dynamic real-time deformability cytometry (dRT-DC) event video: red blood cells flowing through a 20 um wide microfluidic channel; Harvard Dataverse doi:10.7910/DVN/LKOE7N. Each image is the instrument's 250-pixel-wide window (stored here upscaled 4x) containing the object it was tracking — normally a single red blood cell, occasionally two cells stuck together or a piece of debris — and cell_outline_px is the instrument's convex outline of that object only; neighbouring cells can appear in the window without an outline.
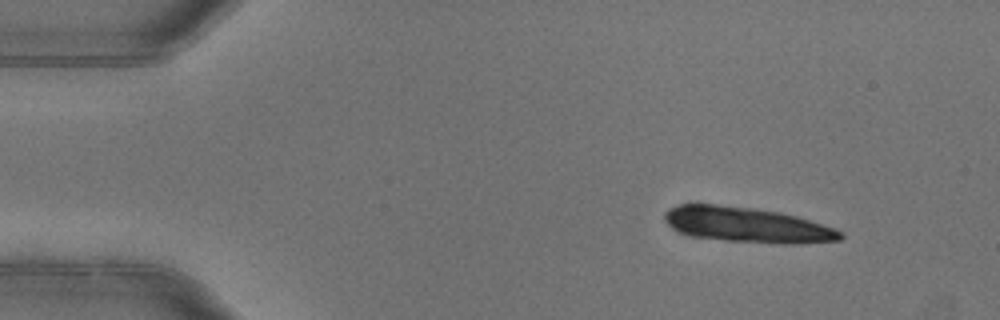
{"species": "common noctule bat (a hibernating species)", "species_latin": "Nyctalus noctula", "temperature_condition": "warm", "stored_images_in_passage": 5, "camera_frame_rate_fps": 3000, "um_per_image_px": 0.085, "animal": {"sex": "female"}, "frame": {"image": 1, "passage_image": 1, "time_ms": 0.0, "image_size_px": [1000, 320], "cell_outline_px": [[844, 236], [840, 240], [796, 244], [784, 244], [724, 240], [692, 236], [672, 228], [664, 220], [664, 212], [668, 208], [680, 204], [720, 204], [780, 212], [796, 216], [844, 232]], "centroid_in_image_um": [63.47, 19.11], "position_along_channel_um": 21.5, "area_um2": 35.89}}
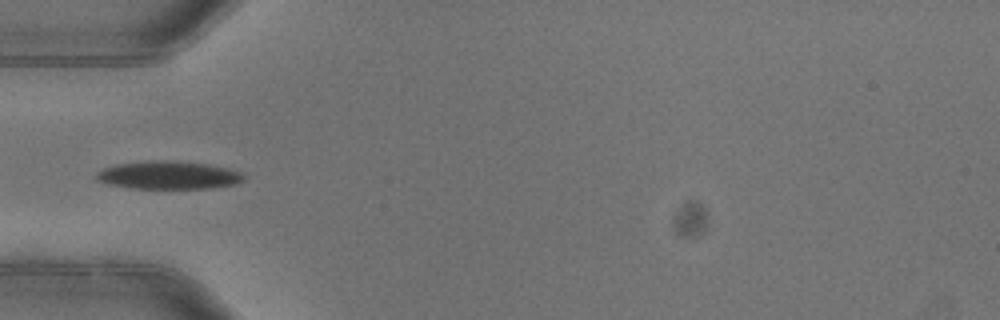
{"frame": {"image": 2, "passage_image": 4, "time_ms": 1.0, "image_size_px": [1000, 320], "cell_outline_px": [[244, 180], [236, 184], [212, 188], [128, 188], [108, 184], [96, 180], [96, 172], [104, 168], [116, 164], [152, 160], [176, 160], [208, 164], [228, 168], [240, 172], [244, 176]], "centroid_in_image_um": [14.31, 14.88], "position_along_channel_um": 70.7, "area_um2": 24.22}}